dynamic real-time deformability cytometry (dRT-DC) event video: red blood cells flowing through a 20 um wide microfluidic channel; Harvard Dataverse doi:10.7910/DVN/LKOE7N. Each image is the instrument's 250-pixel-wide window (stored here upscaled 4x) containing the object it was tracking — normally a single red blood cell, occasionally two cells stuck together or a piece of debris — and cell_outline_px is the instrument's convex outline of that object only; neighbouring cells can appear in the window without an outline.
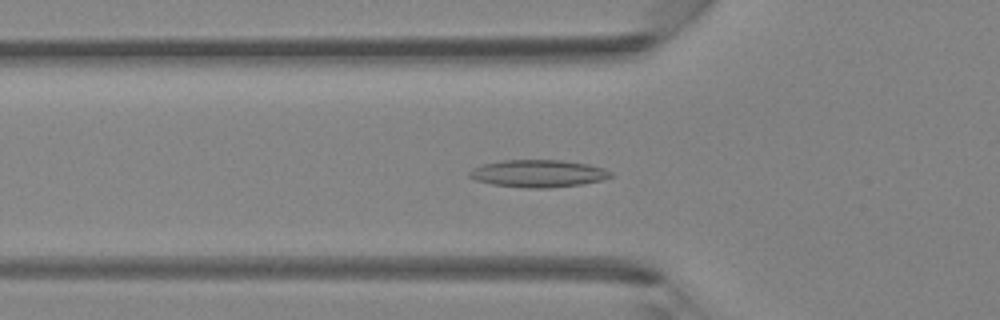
{"species": "Egyptian fruit bat (a non-hibernating species)", "species_latin": "Rousettus aegyptiacus", "temperature_condition": "room temperature", "stored_images_in_passage": 28, "camera_frame_rate_fps": 3000, "um_per_image_px": 0.085, "animal": {"sex": "female"}, "frame": {"image": 1, "passage_image": 3, "time_ms": 0.667, "image_size_px": [1000, 320], "cell_outline_px": [[612, 176], [600, 180], [580, 184], [548, 188], [524, 188], [492, 184], [476, 180], [468, 176], [468, 172], [472, 168], [484, 164], [504, 160], [560, 160], [588, 164], [604, 168], [612, 172]], "centroid_in_image_um": [45.72, 14.75], "position_along_channel_um": 80.1, "area_um2": 22.43}}
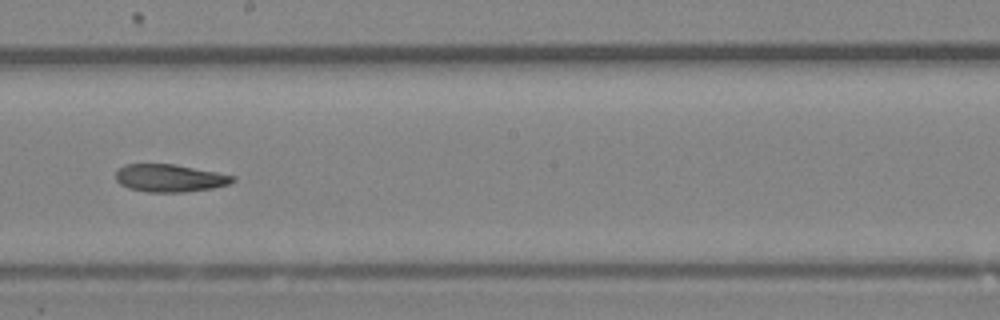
{"frame": {"image": 2, "passage_image": 13, "time_ms": 4.0, "image_size_px": [1000, 320], "cell_outline_px": [[236, 180], [228, 184], [212, 188], [184, 192], [148, 192], [128, 188], [120, 184], [116, 180], [116, 172], [124, 164], [176, 164], [236, 176]], "centroid_in_image_um": [14.43, 15.13], "position_along_channel_um": 233.8, "area_um2": 18.84}}
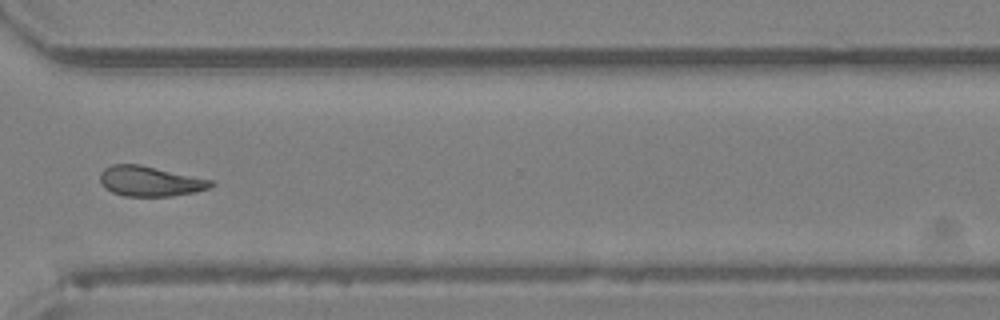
{"frame": {"image": 3, "passage_image": 21, "time_ms": 6.667, "image_size_px": [1000, 320], "cell_outline_px": [[216, 184], [208, 188], [196, 192], [172, 196], [124, 196], [112, 192], [104, 188], [100, 184], [100, 172], [104, 168], [112, 164], [140, 164], [212, 180]], "centroid_in_image_um": [12.73, 15.4], "position_along_channel_um": 357.9, "area_um2": 19.59}}